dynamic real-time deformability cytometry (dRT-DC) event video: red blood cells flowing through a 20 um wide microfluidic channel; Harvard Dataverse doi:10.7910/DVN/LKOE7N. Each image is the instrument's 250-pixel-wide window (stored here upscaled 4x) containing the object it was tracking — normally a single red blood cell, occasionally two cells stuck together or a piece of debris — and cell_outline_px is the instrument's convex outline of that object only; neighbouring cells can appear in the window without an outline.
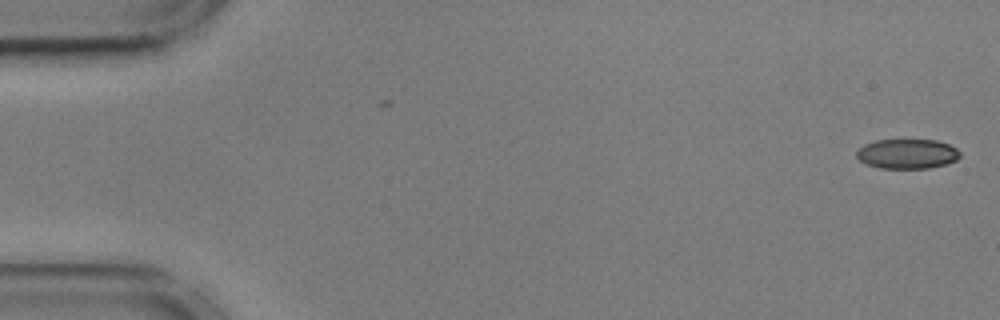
{"species": "common noctule bat (a hibernating species)", "species_latin": "Nyctalus noctula", "temperature_condition": "cold", "stored_images_in_passage": 55, "camera_frame_rate_fps": 3000, "um_per_image_px": 0.085, "animal": {"sex": "male", "body_mass_g": 17.9, "forearm_length_mm": 54.2}, "frame": {"image": 1, "passage_image": 1, "time_ms": 0.0, "image_size_px": [1000, 320], "cell_outline_px": [[960, 156], [956, 160], [948, 164], [928, 168], [880, 168], [864, 164], [856, 156], [856, 152], [864, 144], [876, 140], [936, 140], [948, 144], [956, 148], [960, 152]], "centroid_in_image_um": [77.11, 13.08], "position_along_channel_um": 7.9, "area_um2": 17.98}}
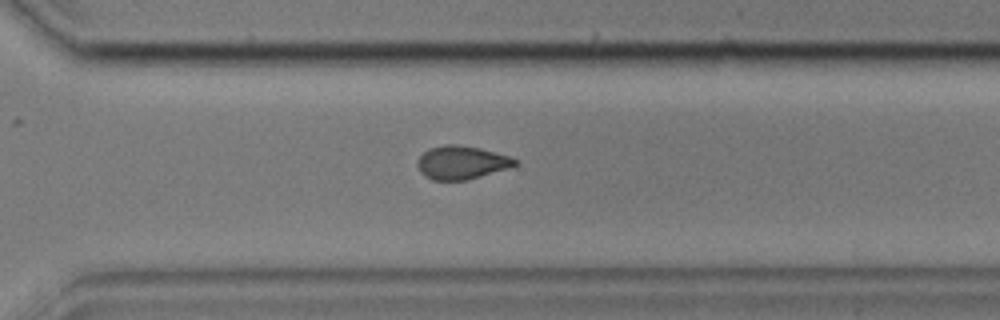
{"frame": {"image": 2, "passage_image": 39, "time_ms": 12.667, "image_size_px": [1000, 320], "cell_outline_px": [[520, 164], [508, 168], [468, 180], [432, 180], [424, 176], [420, 172], [416, 164], [416, 160], [428, 148], [444, 144], [456, 144], [480, 148], [512, 156], [520, 160]], "centroid_in_image_um": [39.25, 13.81], "position_along_channel_um": 331.3, "area_um2": 19.36}}
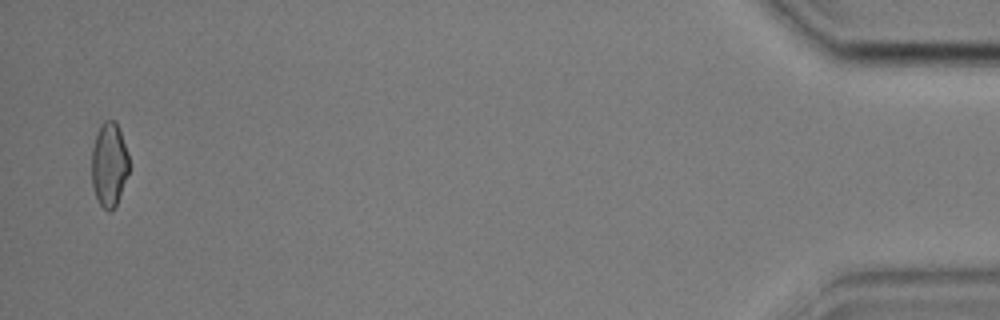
{"frame": {"image": 3, "passage_image": 54, "time_ms": 17.667, "image_size_px": [1000, 320], "cell_outline_px": [[128, 172], [120, 196], [112, 212], [108, 212], [100, 204], [96, 196], [92, 184], [92, 148], [100, 124], [104, 120], [116, 120], [120, 128], [128, 152]], "centroid_in_image_um": [9.28, 13.95], "position_along_channel_um": 425.9, "area_um2": 18.38}, "authors_computed_cell_mechanics": {"area_um2": 19.1318, "velocity_mm_per_s": 3.6025, "shape_relaxation_time_tau1_ms": null, "shape_relaxation_time_tau2_ms": 2.1045, "deformation_change_tau1": null, "deformation_change_tau2": 0.0671}}